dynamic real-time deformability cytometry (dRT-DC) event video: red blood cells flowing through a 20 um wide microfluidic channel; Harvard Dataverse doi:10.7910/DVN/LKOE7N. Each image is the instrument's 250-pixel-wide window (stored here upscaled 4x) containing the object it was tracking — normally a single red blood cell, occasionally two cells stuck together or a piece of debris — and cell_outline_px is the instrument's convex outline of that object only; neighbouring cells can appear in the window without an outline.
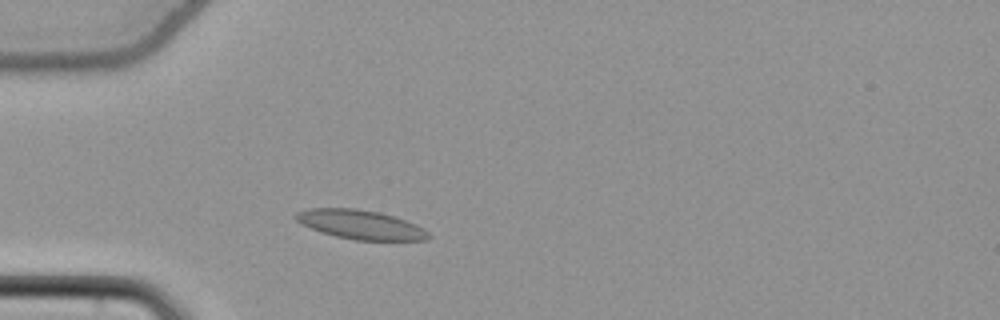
{"species": "common noctule bat (a hibernating species)", "species_latin": "Nyctalus noctula", "temperature_condition": "cold", "stored_images_in_passage": 46, "camera_frame_rate_fps": 3000, "um_per_image_px": 0.085, "animal": {"sex": "female", "body_mass_g": 22.7, "forearm_length_mm": 54.2}, "frame": {"image": 1, "passage_image": 8, "time_ms": 2.333, "image_size_px": [1000, 320], "cell_outline_px": [[432, 236], [428, 240], [356, 240], [336, 236], [320, 232], [296, 220], [292, 216], [296, 212], [308, 208], [356, 208], [380, 212], [416, 224], [428, 232]], "centroid_in_image_um": [30.64, 19.08], "position_along_channel_um": 54.4, "area_um2": 22.48}}
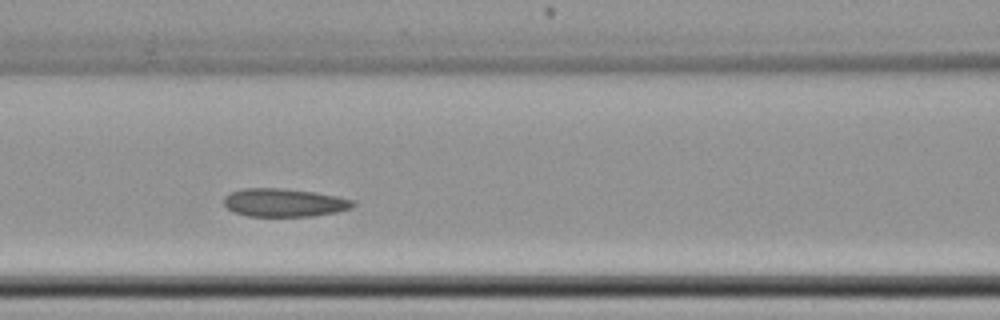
{"frame": {"image": 2, "passage_image": 16, "time_ms": 5.0, "image_size_px": [1000, 320], "cell_outline_px": [[356, 204], [352, 208], [336, 212], [312, 216], [248, 216], [232, 212], [224, 204], [224, 196], [228, 192], [240, 188], [284, 188], [316, 192], [336, 196], [352, 200]], "centroid_in_image_um": [24.11, 17.21], "position_along_channel_um": 142.5, "area_um2": 21.44}}
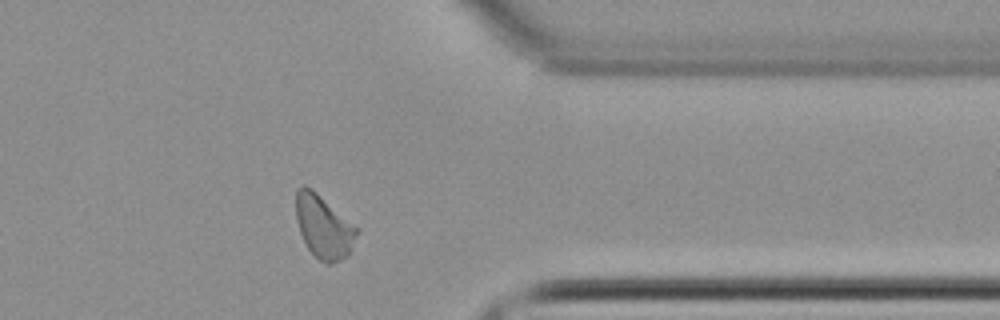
{"frame": {"image": 3, "passage_image": 36, "time_ms": 11.667, "image_size_px": [1000, 320], "cell_outline_px": [[360, 228], [348, 256], [332, 264], [328, 264], [320, 260], [308, 248], [300, 232], [296, 220], [296, 188], [300, 184], [304, 184], [312, 188]], "centroid_in_image_um": [27.52, 19.23], "position_along_channel_um": 383.9, "area_um2": 22.66}, "authors_computed_cell_mechanics": {"area_um2": 21.9929, "velocity_mm_per_s": 3.7671, "shape_relaxation_time_tau1_ms": null, "shape_relaxation_time_tau2_ms": 2.172, "deformation_change_tau1": null, "deformation_change_tau2": 0.0642}}